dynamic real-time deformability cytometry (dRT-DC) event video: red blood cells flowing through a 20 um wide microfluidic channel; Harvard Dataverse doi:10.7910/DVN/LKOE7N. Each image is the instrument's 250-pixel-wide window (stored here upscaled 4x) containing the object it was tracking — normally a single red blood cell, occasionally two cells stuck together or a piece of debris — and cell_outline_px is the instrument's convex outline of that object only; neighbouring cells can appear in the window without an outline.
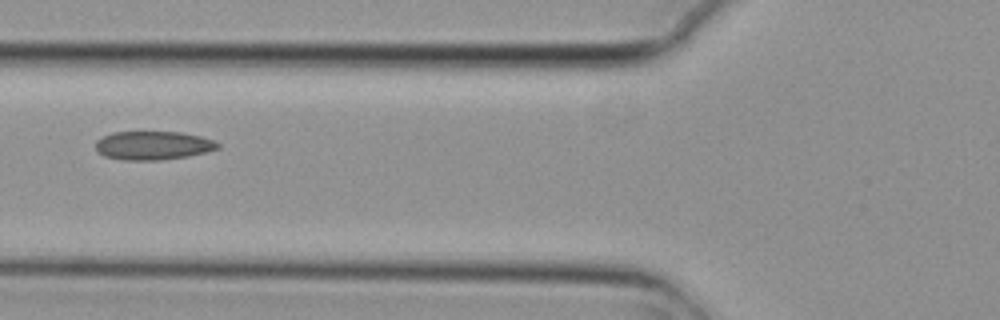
{"species": "common noctule bat (a hibernating species)", "species_latin": "Nyctalus noctula", "temperature_condition": "cold", "stored_images_in_passage": 2, "camera_frame_rate_fps": 3000, "um_per_image_px": 0.085, "animal": {"sex": "female", "body_mass_g": 29.2, "forearm_length_mm": 56.3}, "frame": {"image": 1, "passage_image": 2, "time_ms": 0.333, "image_size_px": [1000, 320], "cell_outline_px": [[220, 148], [188, 156], [160, 160], [124, 160], [104, 156], [96, 152], [96, 140], [112, 132], [180, 132], [200, 136], [212, 140], [220, 144]], "centroid_in_image_um": [12.98, 12.37], "position_along_channel_um": 112.8, "area_um2": 20.35}}